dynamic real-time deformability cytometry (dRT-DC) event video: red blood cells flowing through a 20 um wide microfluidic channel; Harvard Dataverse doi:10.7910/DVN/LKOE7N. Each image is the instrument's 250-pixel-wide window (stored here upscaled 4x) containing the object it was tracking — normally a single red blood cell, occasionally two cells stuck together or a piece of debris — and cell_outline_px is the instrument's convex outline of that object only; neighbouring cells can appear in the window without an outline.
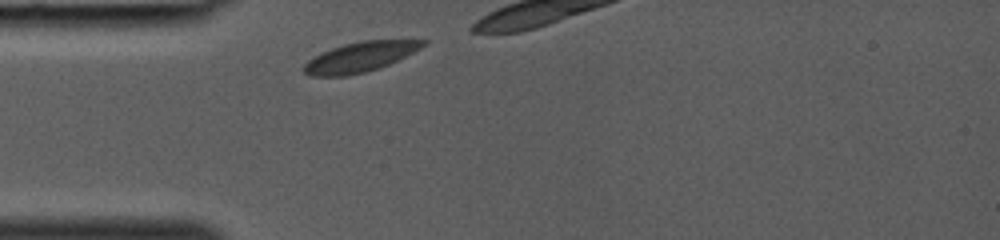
{"species": "common noctule bat (a hibernating species)", "species_latin": "Nyctalus noctula", "temperature_condition": "room temperature", "stored_images_in_passage": 5, "camera_frame_rate_fps": 3000, "um_per_image_px": 0.085, "animal": {"sex": "female", "body_mass_g": 19.0, "forearm_length_mm": 53.3}, "frame": {"image": 1, "passage_image": 1, "time_ms": 0.0, "image_size_px": [1000, 240], "cell_outline_px": [[428, 44], [380, 68], [364, 72], [344, 76], [308, 76], [300, 68], [308, 60], [320, 52], [344, 44], [360, 40], [428, 40]], "centroid_in_image_um": [30.54, 4.84], "position_along_channel_um": 54.5, "area_um2": 20.75}}